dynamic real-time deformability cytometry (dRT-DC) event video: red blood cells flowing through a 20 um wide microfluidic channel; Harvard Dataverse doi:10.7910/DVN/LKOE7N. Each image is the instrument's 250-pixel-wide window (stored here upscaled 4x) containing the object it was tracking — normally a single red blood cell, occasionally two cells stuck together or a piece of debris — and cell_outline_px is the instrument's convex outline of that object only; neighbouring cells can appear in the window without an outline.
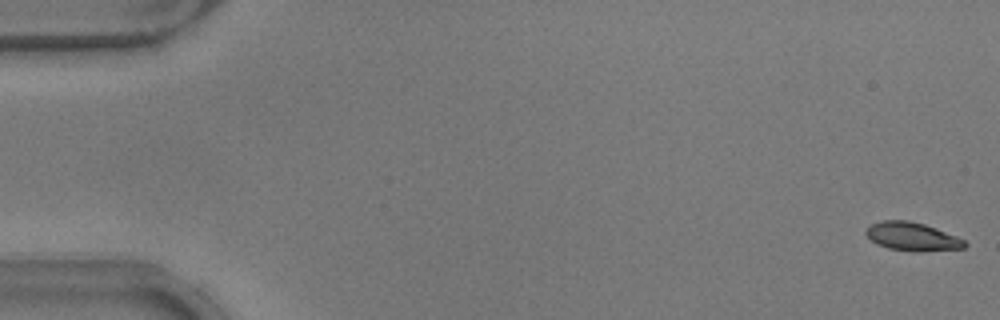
{"species": "common noctule bat (a hibernating species)", "species_latin": "Nyctalus noctula", "temperature_condition": "warm", "stored_images_in_passage": 53, "camera_frame_rate_fps": 3000, "um_per_image_px": 0.085, "animal": {"sex": "male", "body_mass_g": 17.9}, "frame": {"image": 1, "passage_image": 1, "time_ms": 0.0, "image_size_px": [1000, 320], "cell_outline_px": [[968, 244], [964, 248], [888, 248], [876, 244], [864, 232], [872, 224], [880, 220], [908, 220], [924, 224], [936, 228], [956, 236], [964, 240]], "centroid_in_image_um": [77.48, 20.03], "position_along_channel_um": 7.5, "area_um2": 15.2}}
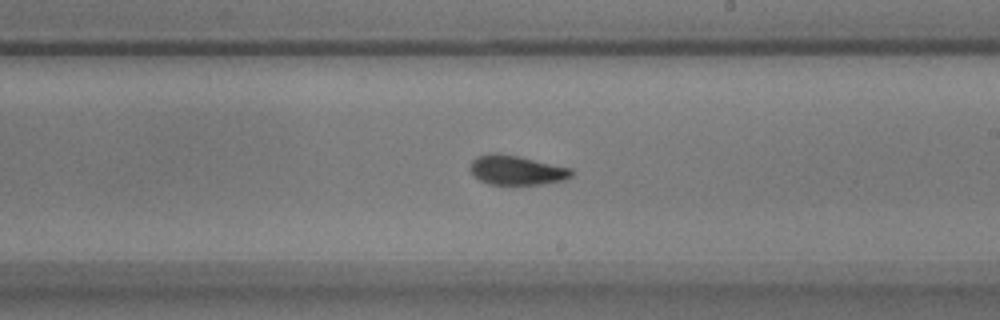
{"frame": {"image": 2, "passage_image": 31, "time_ms": 10.0, "image_size_px": [1000, 320], "cell_outline_px": [[572, 176], [564, 180], [544, 184], [488, 184], [480, 180], [468, 168], [472, 160], [476, 156], [488, 152], [496, 152], [516, 156], [572, 168]], "centroid_in_image_um": [43.87, 14.45], "position_along_channel_um": 245.1, "area_um2": 17.4}}
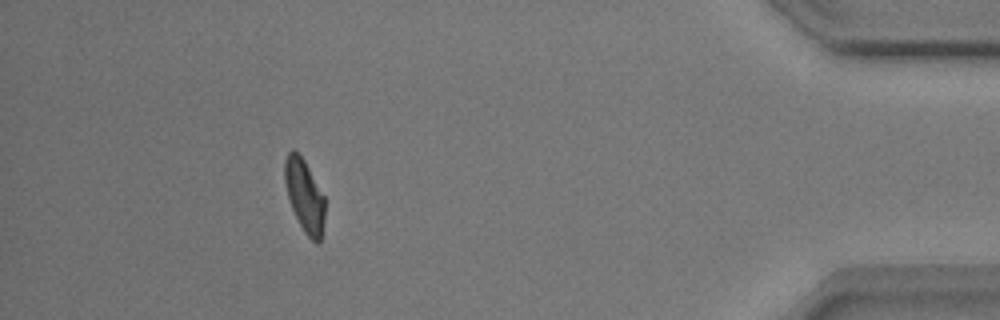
{"frame": {"image": 3, "passage_image": 48, "time_ms": 15.667, "image_size_px": [1000, 320], "cell_outline_px": [[324, 220], [320, 240], [316, 244], [304, 232], [292, 208], [284, 184], [284, 160], [288, 152], [292, 148], [304, 160], [324, 196]], "centroid_in_image_um": [25.86, 16.62], "position_along_channel_um": 409.3, "area_um2": 16.76}, "authors_computed_cell_mechanics": {"area_um2": 17.1088, "velocity_mm_per_s": 3.8478, "shape_relaxation_time_tau1_ms": 5.3526, "shape_relaxation_time_tau2_ms": 2.456, "deformation_change_tau1": 0.182, "deformation_change_tau2": 0.0897}}